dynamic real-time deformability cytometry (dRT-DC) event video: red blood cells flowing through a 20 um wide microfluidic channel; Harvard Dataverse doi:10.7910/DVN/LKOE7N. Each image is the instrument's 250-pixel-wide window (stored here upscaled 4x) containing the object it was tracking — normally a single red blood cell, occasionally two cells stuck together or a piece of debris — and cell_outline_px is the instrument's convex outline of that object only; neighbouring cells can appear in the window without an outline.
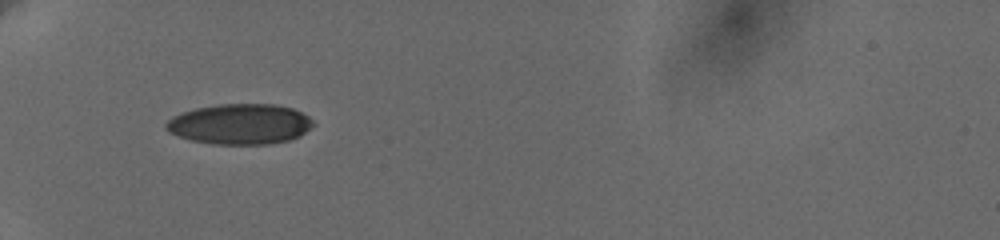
{"species": "human", "species_latin": "Homo sapiens", "temperature_condition": "cold", "stored_images_in_passage": 38, "camera_frame_rate_fps": 3000, "um_per_image_px": 0.085, "donor": {"sex": "female"}, "frame": {"image": 1, "passage_image": 1, "time_ms": 0.0, "image_size_px": [1000, 240], "cell_outline_px": [[316, 124], [300, 136], [288, 140], [268, 144], [216, 144], [192, 140], [168, 132], [164, 128], [164, 124], [172, 116], [180, 112], [196, 108], [216, 104], [272, 104], [292, 108], [308, 116]], "centroid_in_image_um": [20.38, 10.54], "position_along_channel_um": 64.6, "area_um2": 34.74}}
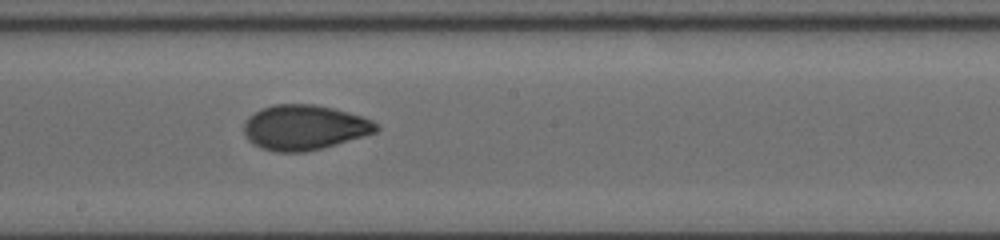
{"frame": {"image": 2, "passage_image": 21, "time_ms": 4.667, "image_size_px": [1000, 240], "cell_outline_px": [[380, 128], [376, 132], [320, 148], [304, 152], [276, 152], [260, 148], [252, 144], [244, 136], [244, 120], [248, 116], [260, 108], [272, 104], [316, 104], [348, 112], [372, 120]], "centroid_in_image_um": [25.79, 10.82], "position_along_channel_um": 222.4, "area_um2": 34.74}}
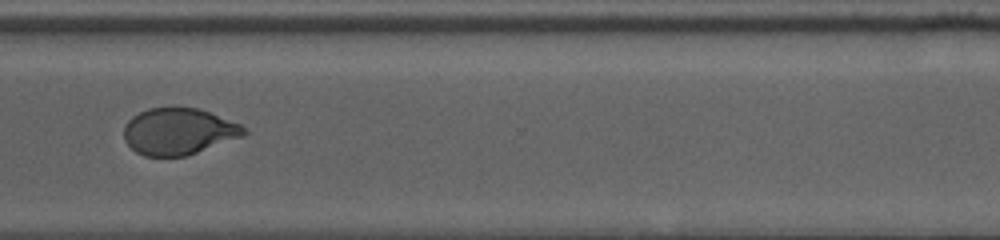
{"frame": {"image": 3, "passage_image": 37, "time_ms": 8.333, "image_size_px": [1000, 240], "cell_outline_px": [[248, 132], [244, 136], [184, 156], [144, 156], [136, 152], [124, 140], [124, 124], [132, 116], [148, 108], [172, 104], [176, 104], [200, 108], [240, 124]], "centroid_in_image_um": [15.16, 11.11], "position_along_channel_um": 355.4, "area_um2": 33.23}}